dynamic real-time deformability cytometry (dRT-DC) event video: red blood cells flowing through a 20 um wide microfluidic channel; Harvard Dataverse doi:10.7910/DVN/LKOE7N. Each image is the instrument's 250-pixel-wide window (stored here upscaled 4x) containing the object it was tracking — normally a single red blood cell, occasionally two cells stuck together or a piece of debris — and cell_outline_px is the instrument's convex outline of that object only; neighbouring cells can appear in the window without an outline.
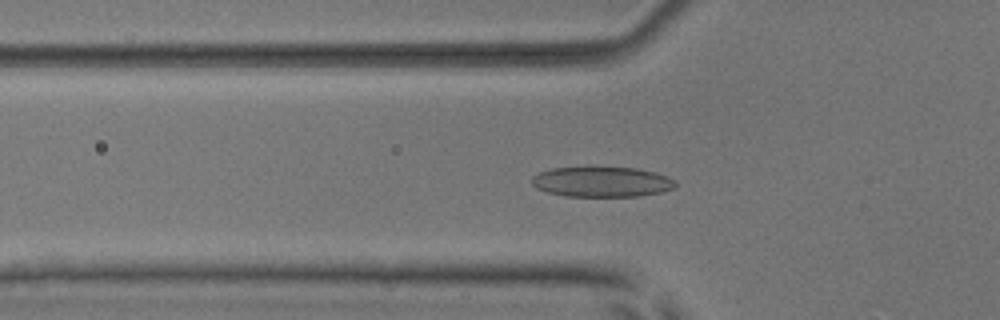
{"species": "common noctule bat (a hibernating species)", "species_latin": "Nyctalus noctula", "temperature_condition": "room temperature", "stored_images_in_passage": 54, "camera_frame_rate_fps": 3000, "um_per_image_px": 0.085, "animal": {"sex": "male", "body_mass_g": 17.9, "forearm_length_mm": 54.2}, "frame": {"image": 1, "passage_image": 19, "time_ms": 6.0, "image_size_px": [1000, 320], "cell_outline_px": [[664, 188], [652, 192], [628, 196], [580, 196], [556, 192], [544, 188], [544, 172], [560, 168], [628, 168], [660, 176]], "centroid_in_image_um": [51.13, 15.45], "position_along_channel_um": 74.7, "area_um2": 20.98}}
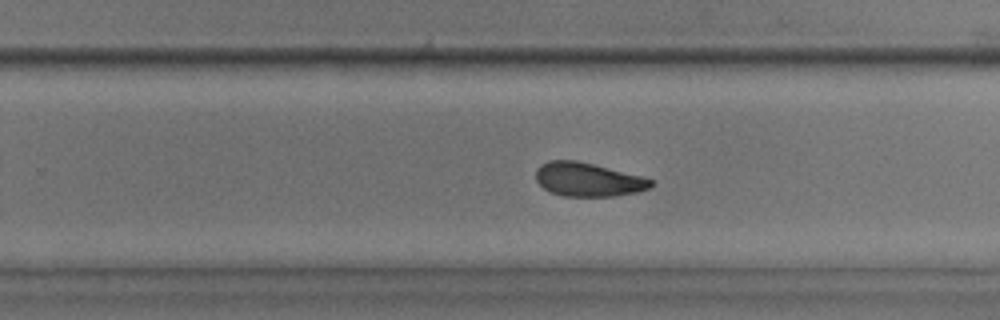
{"frame": {"image": 2, "passage_image": 35, "time_ms": 11.333, "image_size_px": [1000, 320], "cell_outline_px": [[652, 184], [644, 188], [628, 192], [600, 196], [576, 196], [556, 192], [540, 184], [536, 176], [536, 172], [544, 164], [556, 160], [568, 160], [588, 164], [652, 180]], "centroid_in_image_um": [49.91, 15.25], "position_along_channel_um": 279.9, "area_um2": 20.35}}
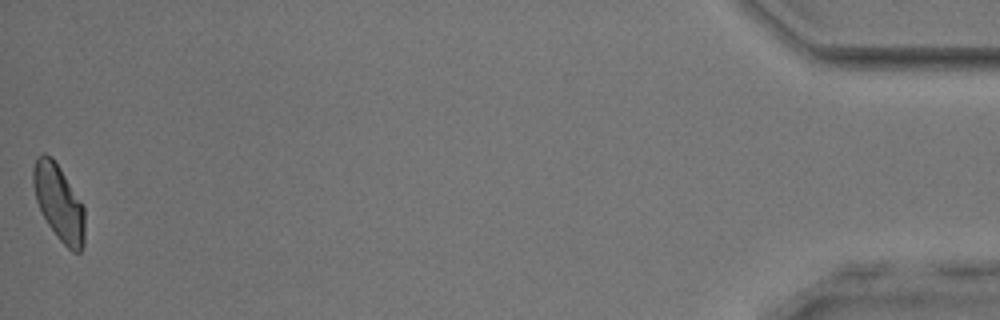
{"frame": {"image": 3, "passage_image": 54, "time_ms": 17.667, "image_size_px": [1000, 320], "cell_outline_px": [[84, 216], [80, 248], [76, 252], [52, 228], [44, 216], [40, 208], [36, 196], [36, 160], [40, 156], [48, 156], [56, 164], [80, 204], [84, 212]], "centroid_in_image_um": [5.0, 17.21], "position_along_channel_um": 430.2, "area_um2": 19.59}, "authors_computed_cell_mechanics": {"area_um2": 20.2589, "velocity_mm_per_s": 3.8561, "shape_relaxation_time_tau1_ms": null, "shape_relaxation_time_tau2_ms": 3.5386, "deformation_change_tau1": null, "deformation_change_tau2": 0.1058}}